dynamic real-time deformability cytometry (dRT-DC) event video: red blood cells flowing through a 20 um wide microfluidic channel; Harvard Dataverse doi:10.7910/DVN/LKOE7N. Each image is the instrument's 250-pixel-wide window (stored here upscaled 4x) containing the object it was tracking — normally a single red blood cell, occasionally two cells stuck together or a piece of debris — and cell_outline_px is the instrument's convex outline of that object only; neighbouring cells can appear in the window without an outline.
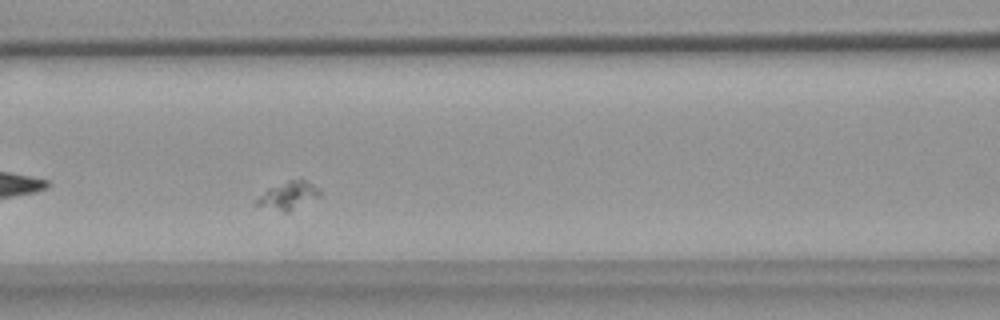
{"species": "common noctule bat (a hibernating species)", "species_latin": "Nyctalus noctula", "temperature_condition": "warm", "stored_images_in_passage": 44, "camera_frame_rate_fps": 3000, "um_per_image_px": 0.085, "animal": {"sex": "female", "body_mass_g": 18.4}, "frame": {"image": 1, "passage_image": 13, "time_ms": 4.0, "image_size_px": [1000, 320], "cell_outline_px": [[320, 196], [288, 212], [284, 212], [256, 204], [256, 200], [268, 188], [288, 180], [300, 176], [320, 188]], "centroid_in_image_um": [24.57, 16.56], "position_along_channel_um": 142.0, "area_um2": 10.23}}
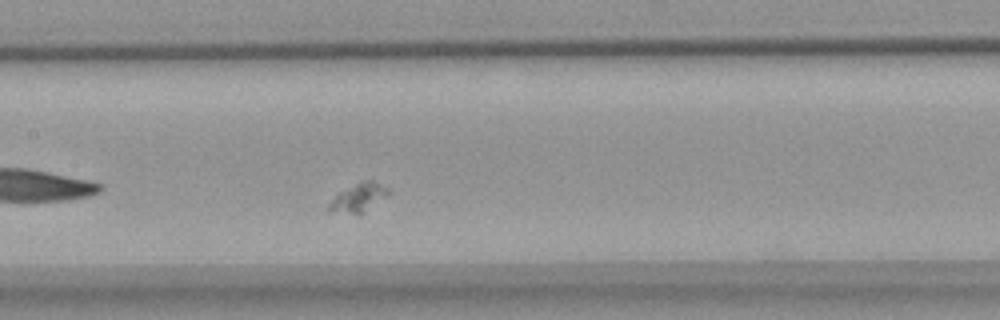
{"frame": {"image": 2, "passage_image": 16, "time_ms": 5.0, "image_size_px": [1000, 320], "cell_outline_px": [[392, 192], [360, 216], [328, 212], [328, 204], [340, 192], [356, 184], [368, 180], [372, 180], [388, 188]], "centroid_in_image_um": [30.48, 16.87], "position_along_channel_um": 176.9, "area_um2": 10.0}}
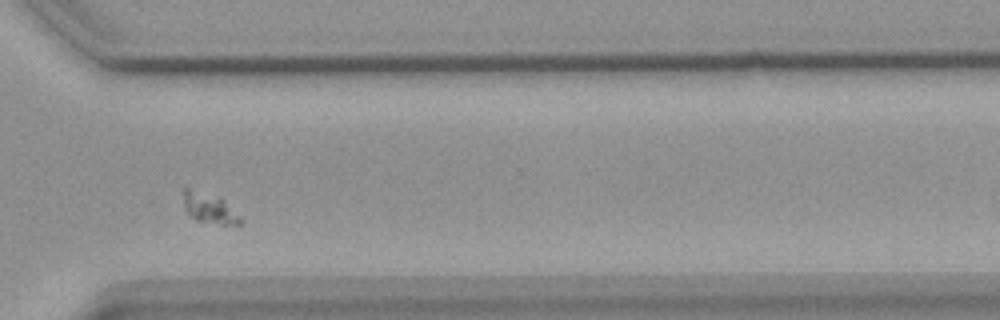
{"frame": {"image": 3, "passage_image": 31, "time_ms": 10.0, "image_size_px": [1000, 320], "cell_outline_px": [[244, 224], [220, 224], [196, 220], [188, 212], [184, 204], [180, 188], [188, 188], [220, 196], [244, 220]], "centroid_in_image_um": [17.8, 17.66], "position_along_channel_um": 352.8, "area_um2": 10.17}}